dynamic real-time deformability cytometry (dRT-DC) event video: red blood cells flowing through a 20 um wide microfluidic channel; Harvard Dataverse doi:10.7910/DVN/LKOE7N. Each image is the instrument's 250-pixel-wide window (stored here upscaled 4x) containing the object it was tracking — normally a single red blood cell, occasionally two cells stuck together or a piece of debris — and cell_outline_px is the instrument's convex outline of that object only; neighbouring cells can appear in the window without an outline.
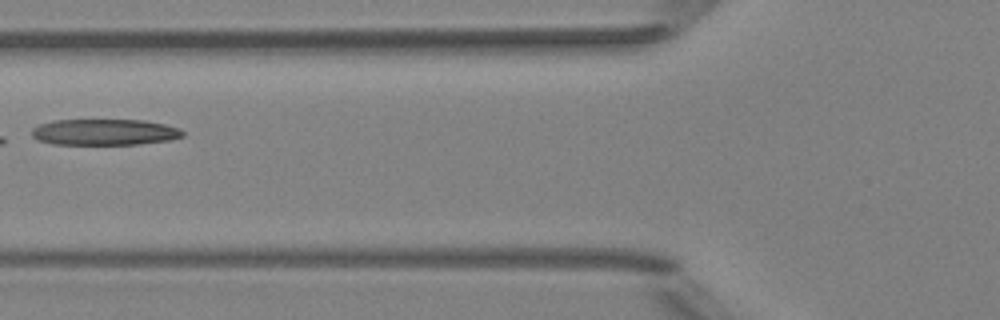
{"species": "Egyptian fruit bat (a non-hibernating species)", "species_latin": "Rousettus aegyptiacus", "temperature_condition": "room temperature", "stored_images_in_passage": 4, "camera_frame_rate_fps": 3000, "um_per_image_px": 0.085, "animal": {"sex": "female"}, "frame": {"image": 1, "passage_image": 4, "time_ms": 1.0, "image_size_px": [1000, 320], "cell_outline_px": [[184, 136], [168, 140], [136, 144], [52, 144], [36, 140], [32, 136], [32, 128], [40, 124], [52, 120], [144, 120], [164, 124], [180, 128], [184, 132]], "centroid_in_image_um": [8.86, 11.22], "position_along_channel_um": 116.9, "area_um2": 23.0}}